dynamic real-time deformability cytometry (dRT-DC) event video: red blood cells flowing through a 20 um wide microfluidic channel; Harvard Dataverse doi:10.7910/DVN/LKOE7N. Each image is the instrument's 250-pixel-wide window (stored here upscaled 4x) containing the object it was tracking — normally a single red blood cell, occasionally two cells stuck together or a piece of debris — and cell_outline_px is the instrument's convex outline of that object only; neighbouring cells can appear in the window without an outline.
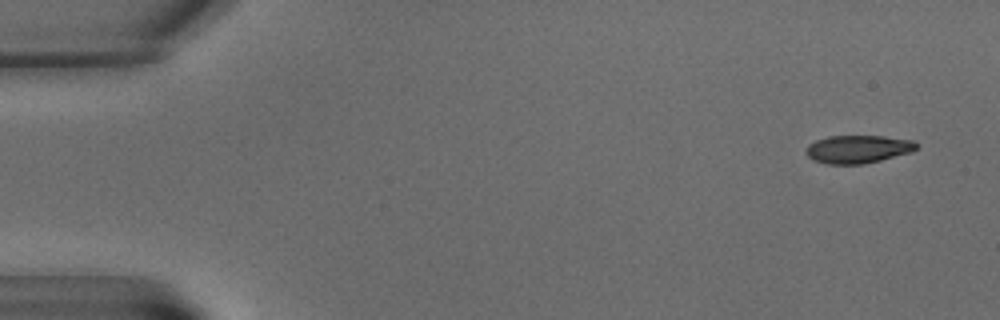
{"species": "common noctule bat (a hibernating species)", "species_latin": "Nyctalus noctula", "temperature_condition": "warm", "stored_images_in_passage": 19, "camera_frame_rate_fps": 3000, "um_per_image_px": 0.085, "animal": {"sex": "male", "body_mass_g": 15.6}, "frame": {"image": 1, "passage_image": 2, "time_ms": 1.0, "image_size_px": [1000, 320], "cell_outline_px": [[916, 148], [912, 152], [864, 164], [828, 164], [812, 160], [804, 152], [804, 148], [808, 144], [816, 140], [828, 136], [884, 136], [912, 140], [916, 144]], "centroid_in_image_um": [72.87, 12.68], "position_along_channel_um": 12.1, "area_um2": 18.09}}
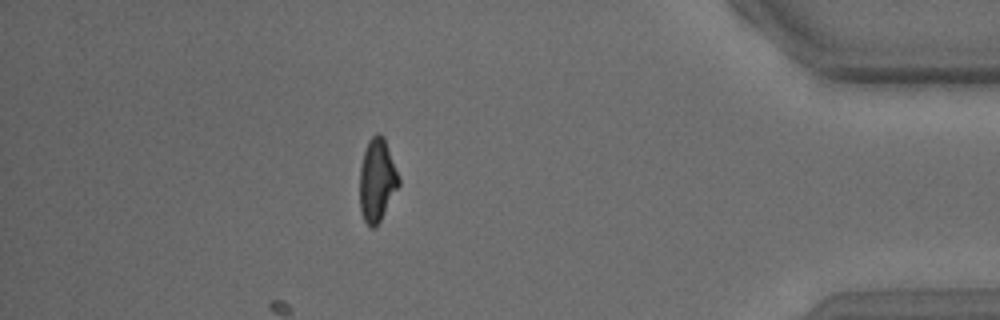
{"frame": {"image": 2, "passage_image": 17, "time_ms": 20.667, "image_size_px": [1000, 320], "cell_outline_px": [[400, 184], [376, 228], [372, 228], [364, 220], [360, 208], [360, 168], [364, 152], [368, 140], [376, 132], [380, 132], [384, 136], [400, 176]], "centroid_in_image_um": [32.07, 15.28], "position_along_channel_um": 403.1, "area_um2": 19.02}}